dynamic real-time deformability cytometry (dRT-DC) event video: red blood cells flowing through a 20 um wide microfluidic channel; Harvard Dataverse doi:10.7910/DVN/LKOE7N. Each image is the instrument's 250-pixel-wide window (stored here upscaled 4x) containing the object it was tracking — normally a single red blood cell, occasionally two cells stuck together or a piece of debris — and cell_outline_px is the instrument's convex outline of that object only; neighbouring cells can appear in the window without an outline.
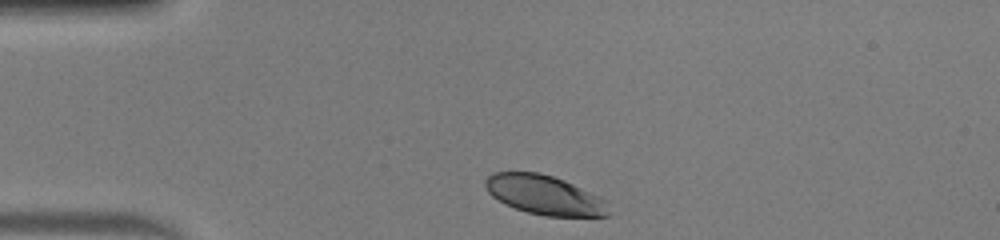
{"species": "human", "species_latin": "Homo sapiens", "temperature_condition": "warm", "stored_images_in_passage": 32, "camera_frame_rate_fps": 3000, "um_per_image_px": 0.085, "donor": {"sex": "male"}, "frame": {"image": 1, "passage_image": 1, "time_ms": 0.0, "image_size_px": [1000, 240], "cell_outline_px": [[608, 216], [544, 216], [528, 212], [504, 204], [492, 196], [488, 192], [484, 184], [484, 180], [492, 172], [540, 172], [564, 180], [596, 196], [600, 200], [608, 212]], "centroid_in_image_um": [46.15, 16.56], "position_along_channel_um": 38.8, "area_um2": 27.63}}
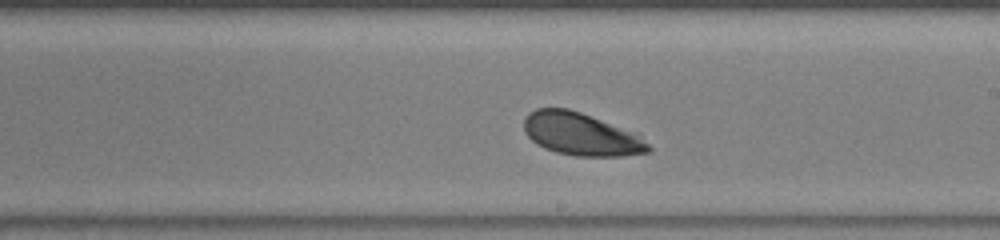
{"frame": {"image": 2, "passage_image": 19, "time_ms": 6.0, "image_size_px": [1000, 240], "cell_outline_px": [[652, 152], [620, 156], [576, 156], [556, 152], [544, 148], [536, 144], [524, 132], [524, 120], [528, 112], [536, 108], [568, 108], [580, 112], [600, 120], [648, 144], [652, 148]], "centroid_in_image_um": [49.24, 11.42], "position_along_channel_um": 239.8, "area_um2": 29.88}}
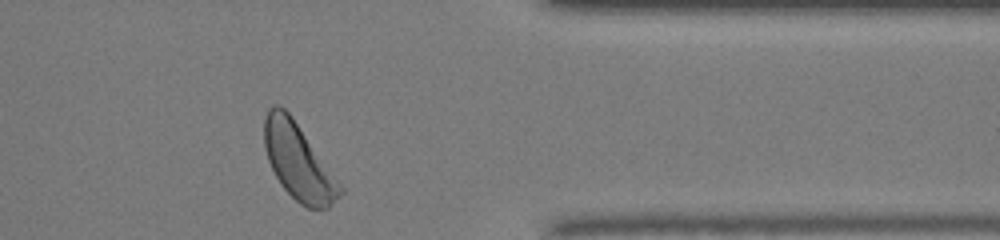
{"frame": {"image": 3, "passage_image": 31, "time_ms": 10.0, "image_size_px": [1000, 240], "cell_outline_px": [[344, 192], [328, 208], [308, 208], [300, 204], [280, 184], [268, 160], [264, 148], [264, 116], [268, 108], [272, 104], [280, 104], [292, 116], [344, 188]], "centroid_in_image_um": [25.35, 13.72], "position_along_channel_um": 386.1, "area_um2": 33.52}, "authors_computed_cell_mechanics": {"area_um2": 31.1253, "velocity_mm_per_s": 4.0123, "shape_relaxation_time_tau1_ms": 0.8381, "shape_relaxation_time_tau2_ms": null, "deformation_change_tau1": 0.0779, "deformation_change_tau2": null}}